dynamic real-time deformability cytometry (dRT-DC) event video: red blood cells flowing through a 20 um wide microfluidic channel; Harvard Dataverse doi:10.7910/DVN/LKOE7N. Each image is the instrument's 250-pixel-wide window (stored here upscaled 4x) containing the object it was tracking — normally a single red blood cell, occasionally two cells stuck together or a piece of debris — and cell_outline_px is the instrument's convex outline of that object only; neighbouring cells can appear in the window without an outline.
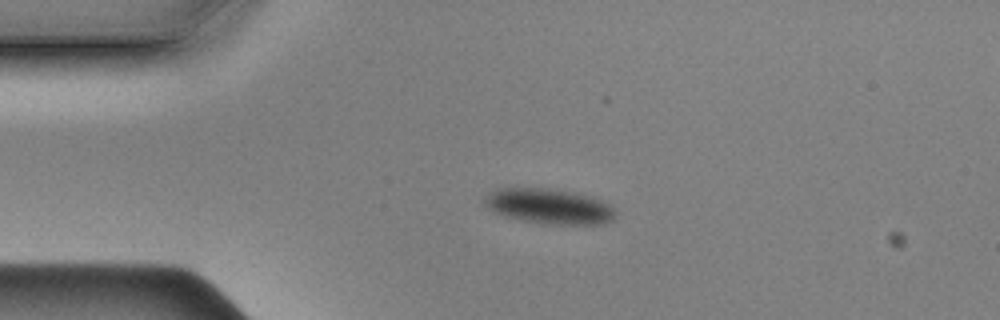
{"species": "Egyptian fruit bat (a non-hibernating species)", "species_latin": "Rousettus aegyptiacus", "temperature_condition": "cold", "stored_images_in_passage": 46, "camera_frame_rate_fps": 3000, "um_per_image_px": 0.085, "animal": {"sex": "male"}, "frame": {"image": 1, "passage_image": 1, "time_ms": 0.0, "image_size_px": [1000, 320], "cell_outline_px": [[616, 216], [612, 220], [604, 224], [540, 224], [520, 220], [504, 216], [496, 212], [484, 204], [484, 200], [492, 192], [504, 188], [540, 188], [568, 192], [592, 196], [608, 204], [616, 212]], "centroid_in_image_um": [46.71, 17.56], "position_along_channel_um": 38.3, "area_um2": 26.47}}
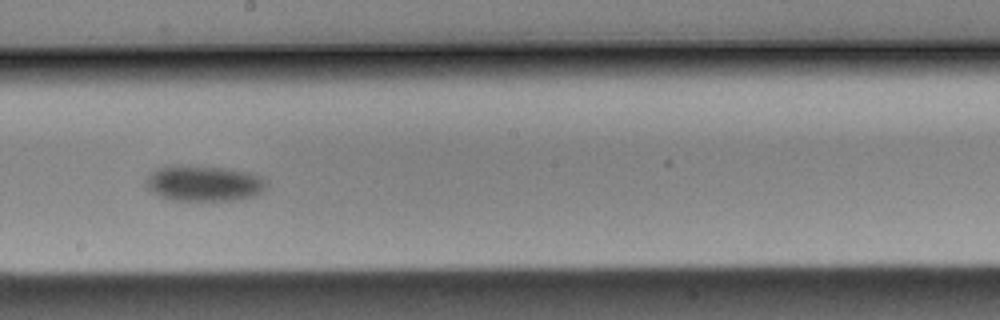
{"frame": {"image": 2, "passage_image": 20, "time_ms": 6.333, "image_size_px": [1000, 320], "cell_outline_px": [[268, 184], [256, 196], [236, 200], [168, 200], [152, 192], [148, 188], [148, 176], [152, 172], [160, 168], [176, 164], [228, 168], [252, 172], [268, 180]], "centroid_in_image_um": [17.39, 15.57], "position_along_channel_um": 230.8, "area_um2": 25.26}}
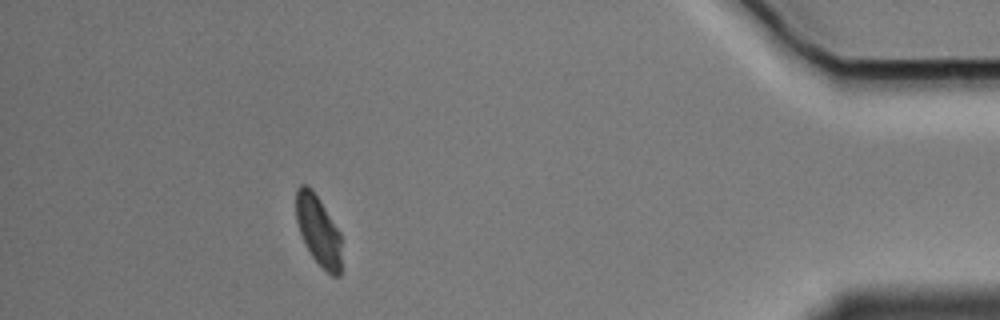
{"frame": {"image": 3, "passage_image": 40, "time_ms": 13.0, "image_size_px": [1000, 320], "cell_outline_px": [[340, 276], [332, 276], [312, 256], [300, 232], [296, 220], [296, 188], [300, 184], [304, 184], [312, 188], [320, 200], [340, 232]], "centroid_in_image_um": [27.04, 19.53], "position_along_channel_um": 408.2, "area_um2": 18.21}, "authors_computed_cell_mechanics": {"area_um2": 23.2356, "velocity_mm_per_s": 3.4791, "shape_relaxation_time_tau1_ms": 4.2804, "shape_relaxation_time_tau2_ms": null, "deformation_change_tau1": 0.0873, "deformation_change_tau2": null}}